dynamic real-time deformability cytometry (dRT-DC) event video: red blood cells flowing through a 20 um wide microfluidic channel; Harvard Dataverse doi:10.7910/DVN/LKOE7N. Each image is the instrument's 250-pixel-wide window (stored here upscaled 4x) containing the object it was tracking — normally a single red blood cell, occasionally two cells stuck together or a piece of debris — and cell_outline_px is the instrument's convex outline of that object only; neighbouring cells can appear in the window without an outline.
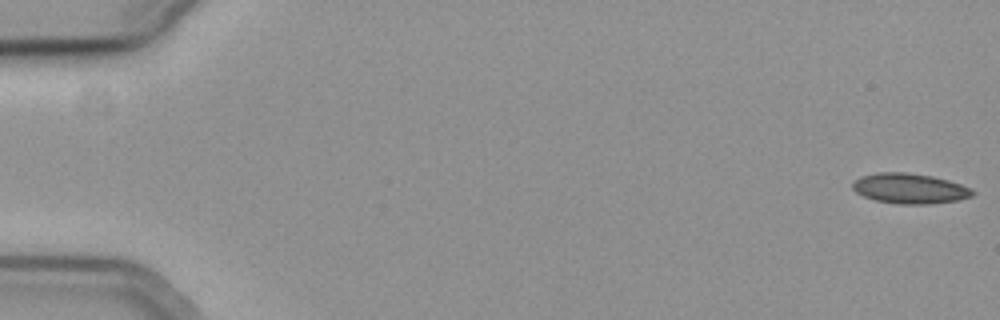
{"species": "common noctule bat (a hibernating species)", "species_latin": "Nyctalus noctula", "temperature_condition": "cold", "stored_images_in_passage": 57, "camera_frame_rate_fps": 3000, "um_per_image_px": 0.085, "animal": {"sex": "female", "body_mass_g": 19.3, "forearm_length_mm": 54.1}, "frame": {"image": 1, "passage_image": 1, "time_ms": 0.0, "image_size_px": [1000, 320], "cell_outline_px": [[976, 192], [972, 196], [956, 200], [928, 204], [896, 204], [876, 200], [864, 196], [856, 192], [852, 188], [852, 184], [860, 176], [876, 172], [908, 172], [932, 176], [948, 180], [960, 184]], "centroid_in_image_um": [77.29, 16.01], "position_along_channel_um": 7.7, "area_um2": 21.04}}
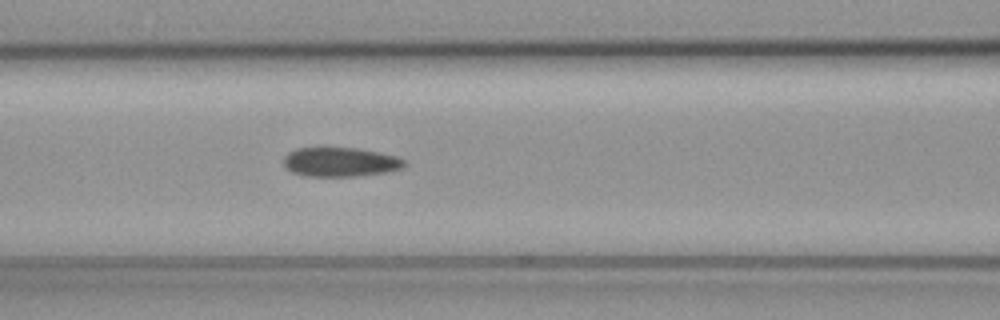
{"frame": {"image": 2, "passage_image": 25, "time_ms": 8.0, "image_size_px": [1000, 320], "cell_outline_px": [[408, 164], [404, 168], [388, 172], [356, 176], [304, 176], [292, 172], [284, 164], [284, 156], [288, 152], [296, 148], [356, 148], [380, 152], [396, 156], [404, 160]], "centroid_in_image_um": [28.96, 13.77], "position_along_channel_um": 137.6, "area_um2": 20.69}}
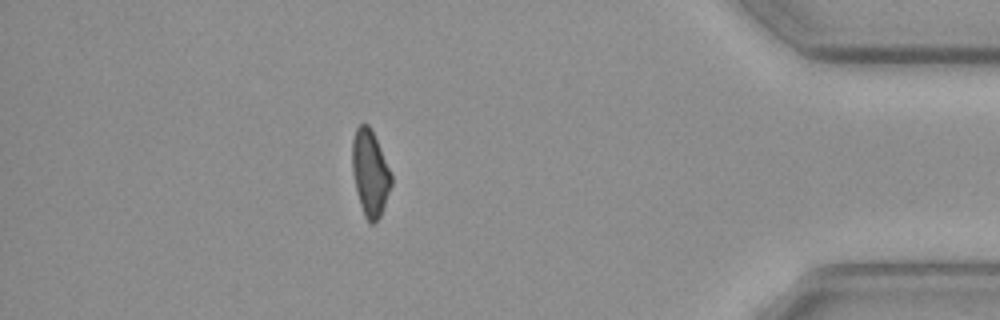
{"frame": {"image": 3, "passage_image": 50, "time_ms": 16.333, "image_size_px": [1000, 320], "cell_outline_px": [[392, 184], [380, 216], [372, 224], [368, 224], [364, 216], [356, 192], [352, 172], [352, 140], [356, 128], [360, 124], [368, 124], [376, 140], [392, 176]], "centroid_in_image_um": [31.43, 14.74], "position_along_channel_um": 403.8, "area_um2": 19.36}}